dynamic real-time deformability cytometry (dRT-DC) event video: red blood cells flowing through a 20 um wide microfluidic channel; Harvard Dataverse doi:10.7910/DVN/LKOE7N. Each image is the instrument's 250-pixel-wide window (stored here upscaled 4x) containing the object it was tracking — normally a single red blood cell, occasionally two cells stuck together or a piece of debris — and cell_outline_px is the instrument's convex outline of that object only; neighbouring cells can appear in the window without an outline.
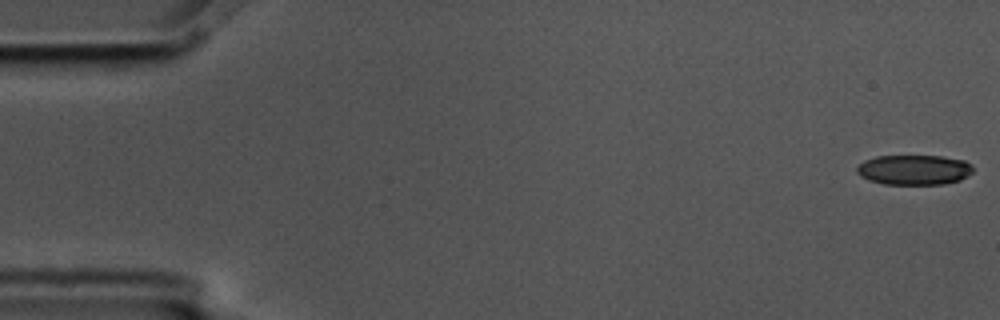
{"species": "common noctule bat (a hibernating species)", "species_latin": "Nyctalus noctula", "temperature_condition": "cold", "stored_images_in_passage": 4, "camera_frame_rate_fps": 3000, "um_per_image_px": 0.085, "animal": {"sex": "male", "body_mass_g": 17.5, "forearm_length_mm": 52.3}, "frame": {"image": 1, "passage_image": 1, "time_ms": 0.0, "image_size_px": [1000, 320], "cell_outline_px": [[972, 172], [968, 176], [960, 180], [944, 184], [884, 184], [868, 180], [860, 176], [856, 172], [856, 168], [864, 160], [876, 156], [940, 156], [964, 160], [972, 164]], "centroid_in_image_um": [77.69, 14.43], "position_along_channel_um": 7.3, "area_um2": 20.4}}